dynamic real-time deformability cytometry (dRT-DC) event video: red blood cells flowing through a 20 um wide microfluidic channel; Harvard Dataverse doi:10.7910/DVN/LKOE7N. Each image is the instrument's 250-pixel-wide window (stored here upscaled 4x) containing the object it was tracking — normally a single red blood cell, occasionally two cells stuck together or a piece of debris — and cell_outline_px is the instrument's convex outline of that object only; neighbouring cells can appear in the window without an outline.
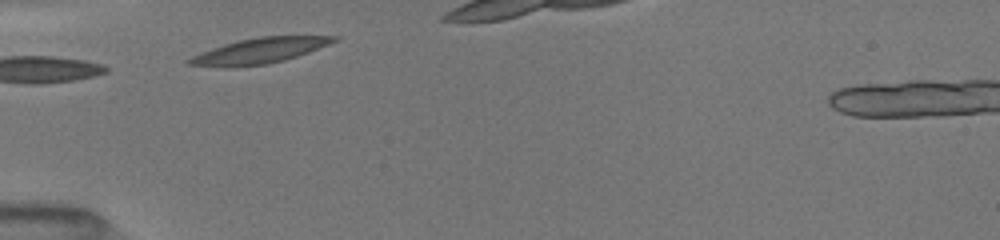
{"species": "common noctule bat (a hibernating species)", "species_latin": "Nyctalus noctula", "temperature_condition": "room temperature", "stored_images_in_passage": 4, "camera_frame_rate_fps": 3000, "um_per_image_px": 0.085, "animal": {"sex": "female", "body_mass_g": 19.5, "forearm_length_mm": 54.1}, "frame": {"image": 1, "passage_image": 2, "time_ms": 0.333, "image_size_px": [1000, 240], "cell_outline_px": [[340, 36], [336, 40], [328, 44], [308, 52], [284, 60], [264, 64], [188, 64], [184, 60], [192, 56], [212, 48], [240, 40], [260, 36]], "centroid_in_image_um": [22.16, 4.25], "position_along_channel_um": 62.8, "area_um2": 20.0}}